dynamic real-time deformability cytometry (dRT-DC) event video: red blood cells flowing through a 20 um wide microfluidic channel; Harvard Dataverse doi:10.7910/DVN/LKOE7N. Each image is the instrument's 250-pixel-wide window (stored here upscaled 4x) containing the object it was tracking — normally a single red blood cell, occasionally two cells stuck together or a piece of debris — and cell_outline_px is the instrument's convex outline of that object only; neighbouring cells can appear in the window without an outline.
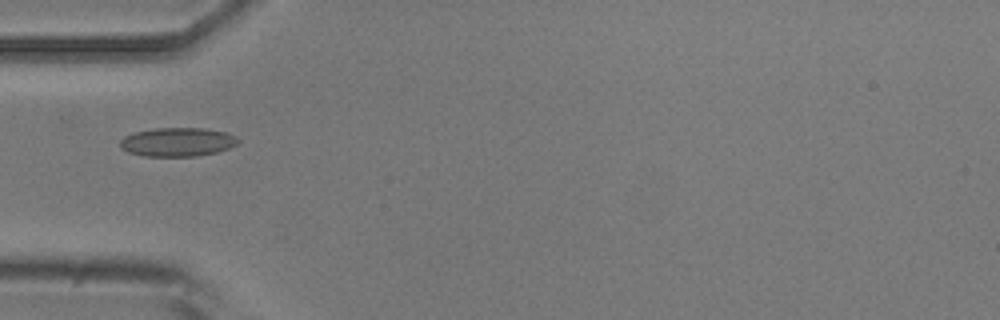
{"species": "common noctule bat (a hibernating species)", "species_latin": "Nyctalus noctula", "temperature_condition": "room temperature", "stored_images_in_passage": 7, "camera_frame_rate_fps": 3000, "um_per_image_px": 0.085, "animal": {"sex": "male", "body_mass_g": 20.5, "forearm_length_mm": 52.5}, "frame": {"image": 1, "passage_image": 2, "time_ms": 1.0, "image_size_px": [1000, 320], "cell_outline_px": [[240, 140], [236, 144], [228, 148], [216, 152], [196, 156], [144, 156], [128, 152], [120, 148], [120, 140], [124, 136], [132, 132], [156, 128], [204, 128], [228, 132], [236, 136]], "centroid_in_image_um": [15.07, 12.06], "position_along_channel_um": 69.9, "area_um2": 19.94}}
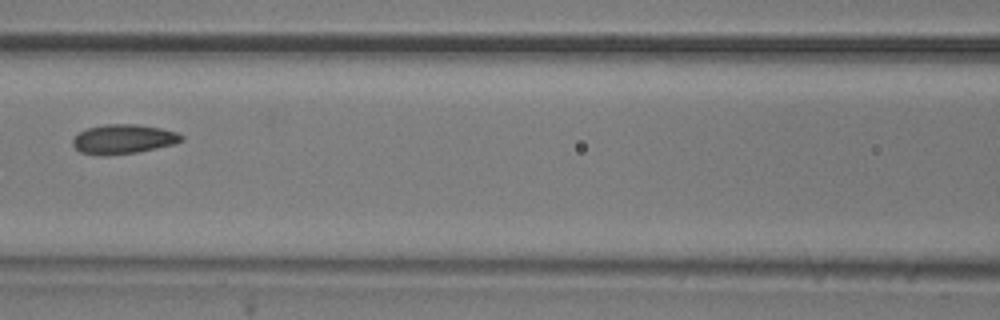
{"frame": {"image": 2, "passage_image": 4, "time_ms": 3.333, "image_size_px": [1000, 320], "cell_outline_px": [[184, 140], [172, 144], [156, 148], [136, 152], [104, 156], [80, 152], [72, 144], [72, 140], [80, 132], [88, 128], [104, 124], [136, 124], [160, 128], [176, 132], [184, 136]], "centroid_in_image_um": [10.48, 11.82], "position_along_channel_um": 156.1, "area_um2": 18.5}}
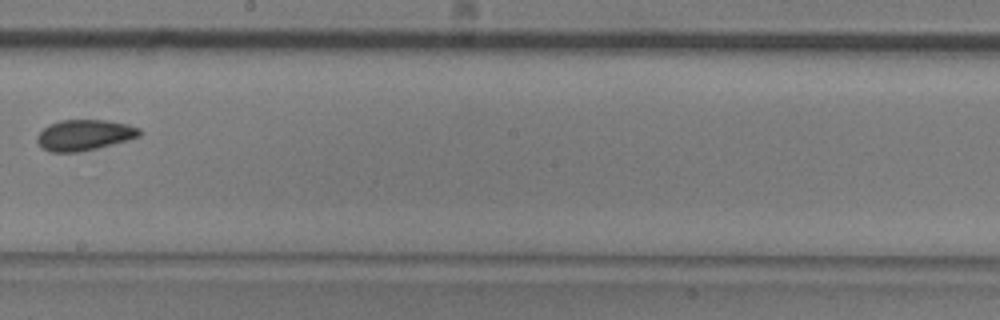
{"frame": {"image": 3, "passage_image": 6, "time_ms": 5.667, "image_size_px": [1000, 320], "cell_outline_px": [[144, 132], [140, 136], [128, 140], [96, 148], [76, 152], [48, 152], [40, 148], [36, 140], [36, 136], [48, 124], [60, 120], [108, 120], [128, 124], [140, 128]], "centroid_in_image_um": [7.16, 11.47], "position_along_channel_um": 241.0, "area_um2": 18.61}}